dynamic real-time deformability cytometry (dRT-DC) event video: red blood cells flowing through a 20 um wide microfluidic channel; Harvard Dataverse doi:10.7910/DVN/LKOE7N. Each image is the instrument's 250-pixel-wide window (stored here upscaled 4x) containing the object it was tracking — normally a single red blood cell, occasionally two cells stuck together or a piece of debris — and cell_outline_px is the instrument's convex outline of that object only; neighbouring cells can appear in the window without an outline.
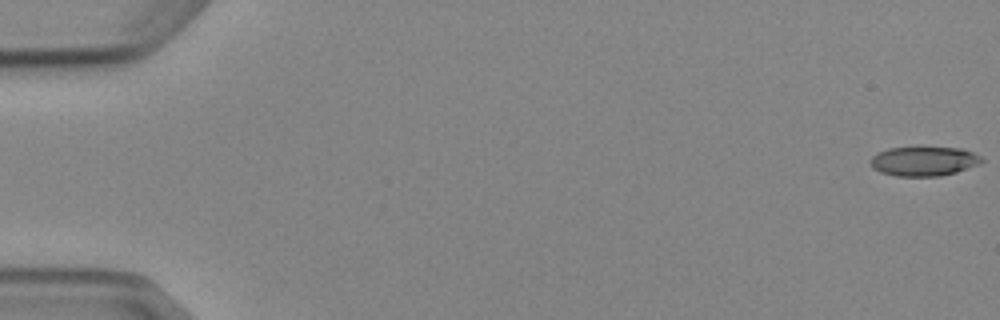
{"species": "Egyptian fruit bat (a non-hibernating species)", "species_latin": "Rousettus aegyptiacus", "temperature_condition": "cold", "stored_images_in_passage": 3, "camera_frame_rate_fps": 3000, "um_per_image_px": 0.085, "animal": {"sex": "female"}, "frame": {"image": 1, "passage_image": 1, "time_ms": 0.0, "image_size_px": [1000, 320], "cell_outline_px": [[984, 160], [980, 164], [956, 172], [940, 176], [896, 176], [880, 172], [872, 168], [868, 160], [872, 156], [888, 148], [920, 144], [960, 148], [972, 152], [980, 156]], "centroid_in_image_um": [78.5, 13.65], "position_along_channel_um": 6.5, "area_um2": 20.0}}